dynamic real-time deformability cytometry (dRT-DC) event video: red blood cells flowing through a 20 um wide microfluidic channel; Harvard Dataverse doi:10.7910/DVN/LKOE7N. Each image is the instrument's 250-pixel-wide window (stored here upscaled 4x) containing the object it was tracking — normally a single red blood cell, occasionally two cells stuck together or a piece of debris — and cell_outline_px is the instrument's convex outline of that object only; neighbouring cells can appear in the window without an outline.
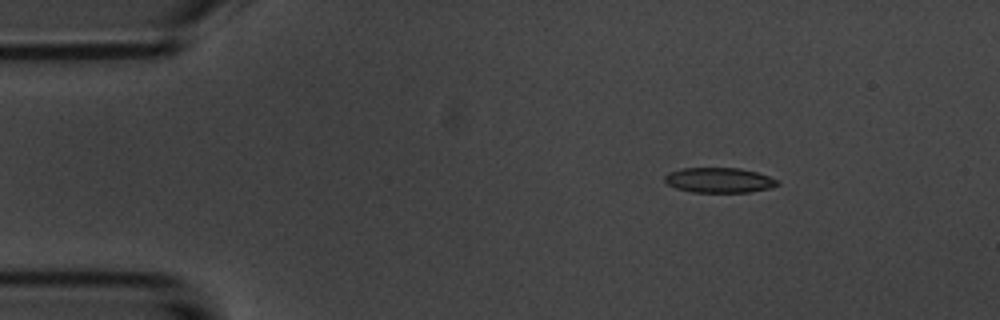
{"species": "common noctule bat (a hibernating species)", "species_latin": "Nyctalus noctula", "temperature_condition": "room temperature", "stored_images_in_passage": 3, "camera_frame_rate_fps": 3000, "um_per_image_px": 0.085, "animal": {"sex": "male", "body_mass_g": 20.1, "forearm_length_mm": 53.5}, "frame": {"image": 1, "passage_image": 1, "time_ms": 0.0, "image_size_px": [1000, 320], "cell_outline_px": [[780, 184], [772, 188], [748, 192], [692, 192], [676, 188], [668, 184], [664, 180], [664, 176], [668, 172], [680, 168], [740, 168], [756, 172], [768, 176], [776, 180]], "centroid_in_image_um": [61.1, 15.31], "position_along_channel_um": 23.9, "area_um2": 16.47}}